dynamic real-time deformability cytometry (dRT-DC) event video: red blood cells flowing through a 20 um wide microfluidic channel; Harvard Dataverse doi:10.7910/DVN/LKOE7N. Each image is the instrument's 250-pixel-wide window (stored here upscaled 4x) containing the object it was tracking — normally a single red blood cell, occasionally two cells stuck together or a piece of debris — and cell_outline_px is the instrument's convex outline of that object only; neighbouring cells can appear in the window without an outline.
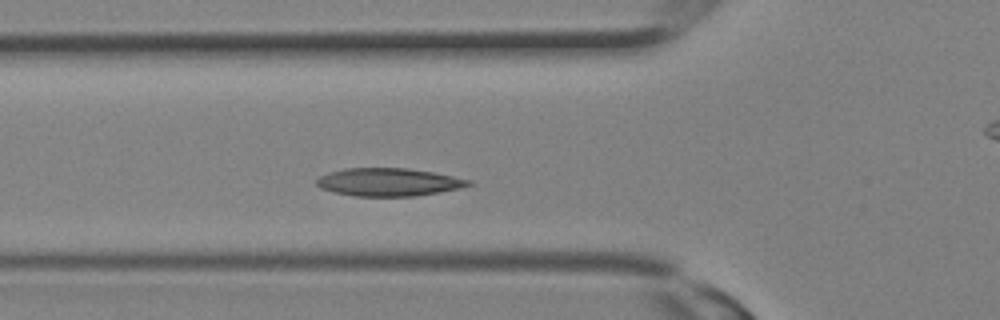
{"species": "Egyptian fruit bat (a non-hibernating species)", "species_latin": "Rousettus aegyptiacus", "temperature_condition": "room temperature", "stored_images_in_passage": 11, "camera_frame_rate_fps": 3000, "um_per_image_px": 0.085, "animal": {"sex": "female"}, "frame": {"image": 1, "passage_image": 7, "time_ms": 2.0, "image_size_px": [1000, 320], "cell_outline_px": [[472, 184], [460, 188], [440, 192], [416, 196], [352, 196], [320, 188], [316, 184], [316, 180], [320, 176], [328, 172], [344, 168], [408, 168], [432, 172], [472, 180]], "centroid_in_image_um": [33.02, 15.47], "position_along_channel_um": 92.8, "area_um2": 24.74}}
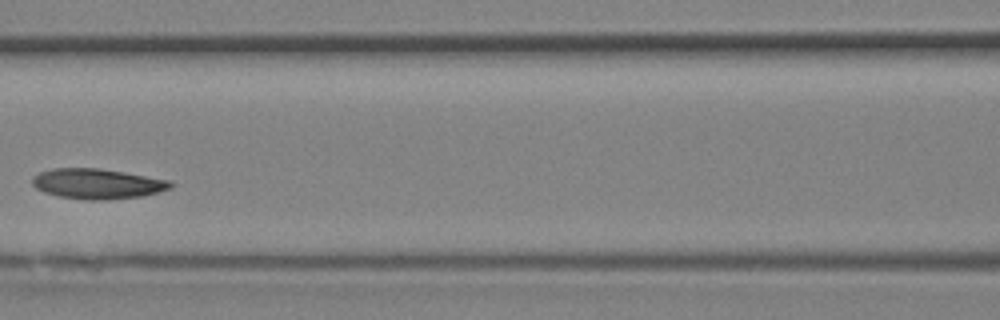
{"frame": {"image": 2, "passage_image": 10, "time_ms": 3.0, "image_size_px": [1000, 320], "cell_outline_px": [[176, 184], [172, 188], [144, 196], [108, 200], [84, 200], [60, 196], [44, 192], [36, 188], [32, 184], [32, 176], [40, 172], [56, 168], [96, 168], [124, 172], [168, 180]], "centroid_in_image_um": [8.29, 15.63], "position_along_channel_um": 158.3, "area_um2": 24.39}}